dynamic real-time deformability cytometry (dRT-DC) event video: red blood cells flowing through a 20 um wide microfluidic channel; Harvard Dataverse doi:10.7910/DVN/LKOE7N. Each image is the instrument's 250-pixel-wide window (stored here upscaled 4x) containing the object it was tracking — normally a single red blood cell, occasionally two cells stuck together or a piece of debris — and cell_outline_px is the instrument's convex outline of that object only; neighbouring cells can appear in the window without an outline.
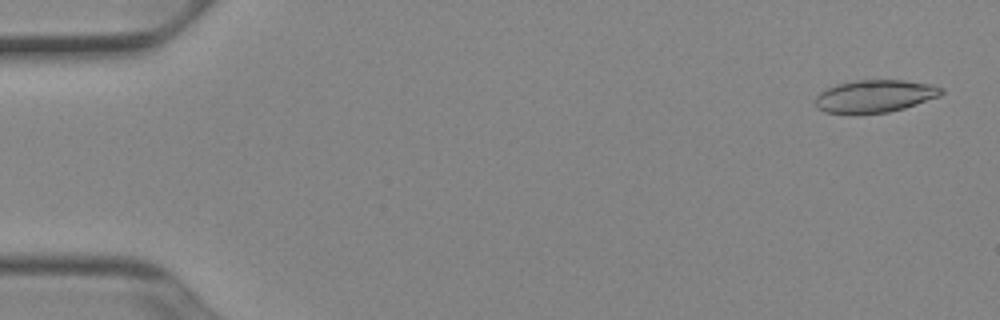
{"species": "Egyptian fruit bat (a non-hibernating species)", "species_latin": "Rousettus aegyptiacus", "temperature_condition": "cold", "stored_images_in_passage": 51, "camera_frame_rate_fps": 3000, "um_per_image_px": 0.085, "animal": {"sex": "female"}, "frame": {"image": 1, "passage_image": 2, "time_ms": 0.333, "image_size_px": [1000, 320], "cell_outline_px": [[944, 92], [940, 96], [904, 108], [888, 112], [856, 116], [824, 112], [816, 108], [816, 96], [820, 92], [836, 84], [856, 80], [904, 80], [932, 84], [944, 88]], "centroid_in_image_um": [74.34, 8.2], "position_along_channel_um": 10.7, "area_um2": 24.51}}
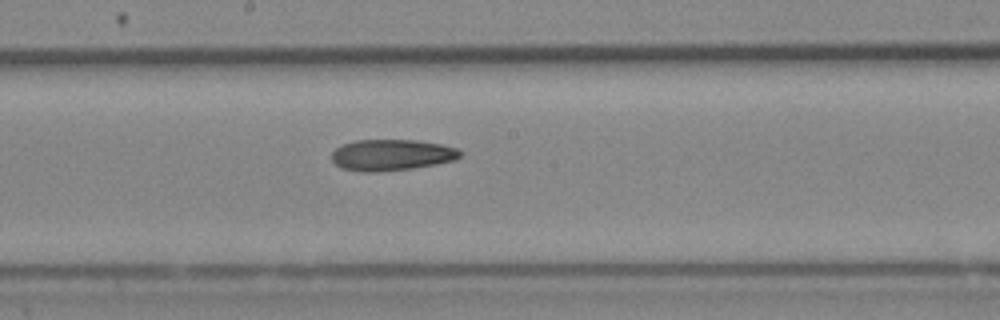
{"frame": {"image": 2, "passage_image": 28, "time_ms": 9.0, "image_size_px": [1000, 320], "cell_outline_px": [[464, 152], [456, 160], [436, 164], [412, 168], [380, 172], [360, 172], [340, 168], [332, 160], [332, 152], [336, 148], [344, 144], [356, 140], [416, 140], [440, 144], [456, 148]], "centroid_in_image_um": [33.29, 13.18], "position_along_channel_um": 214.9, "area_um2": 23.47}}
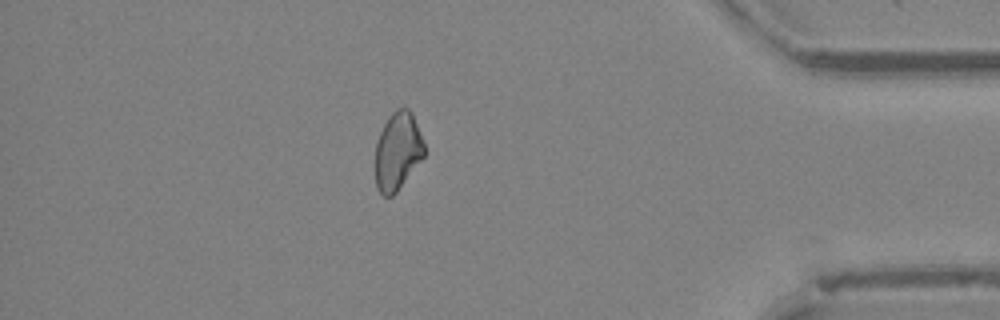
{"frame": {"image": 3, "passage_image": 45, "time_ms": 14.667, "image_size_px": [1000, 320], "cell_outline_px": [[424, 156], [396, 192], [392, 196], [384, 196], [376, 188], [376, 144], [380, 132], [388, 116], [396, 108], [408, 108], [412, 112], [424, 144]], "centroid_in_image_um": [33.79, 12.83], "position_along_channel_um": 401.4, "area_um2": 21.96}}